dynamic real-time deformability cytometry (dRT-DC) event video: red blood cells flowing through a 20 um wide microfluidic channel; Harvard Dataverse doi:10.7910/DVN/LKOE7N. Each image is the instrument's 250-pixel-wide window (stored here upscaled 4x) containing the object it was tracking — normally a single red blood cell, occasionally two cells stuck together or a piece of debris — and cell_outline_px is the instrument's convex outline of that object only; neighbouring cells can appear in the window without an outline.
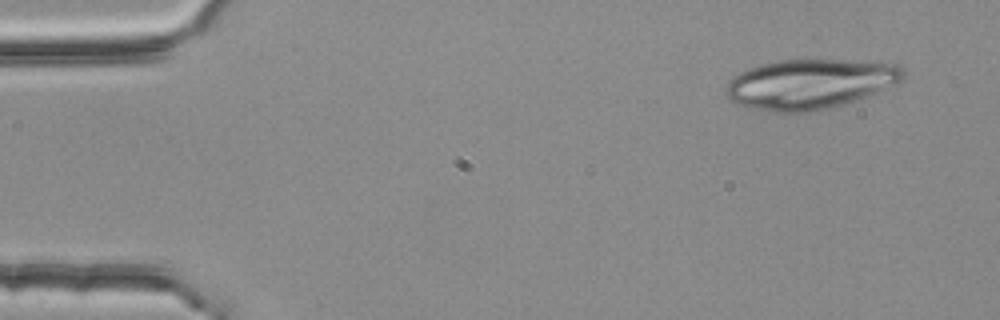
{"species": "common noctule bat (a hibernating species)", "species_latin": "Nyctalus noctula", "temperature_condition": "room temperature", "stored_images_in_passage": 4, "camera_frame_rate_fps": 3000, "um_per_image_px": 0.085, "animal": {"sex": "female", "body_mass_g": 25.1}, "frame": {"image": 1, "passage_image": 1, "time_ms": 0.0, "image_size_px": [1000, 320], "cell_outline_px": [[904, 80], [900, 84], [868, 96], [856, 100], [808, 112], [776, 112], [748, 108], [736, 104], [724, 92], [724, 88], [728, 80], [732, 76], [748, 68], [760, 64], [780, 60], [844, 60], [900, 64], [904, 68]], "centroid_in_image_um": [68.85, 7.13], "position_along_channel_um": 16.1, "area_um2": 51.85}}